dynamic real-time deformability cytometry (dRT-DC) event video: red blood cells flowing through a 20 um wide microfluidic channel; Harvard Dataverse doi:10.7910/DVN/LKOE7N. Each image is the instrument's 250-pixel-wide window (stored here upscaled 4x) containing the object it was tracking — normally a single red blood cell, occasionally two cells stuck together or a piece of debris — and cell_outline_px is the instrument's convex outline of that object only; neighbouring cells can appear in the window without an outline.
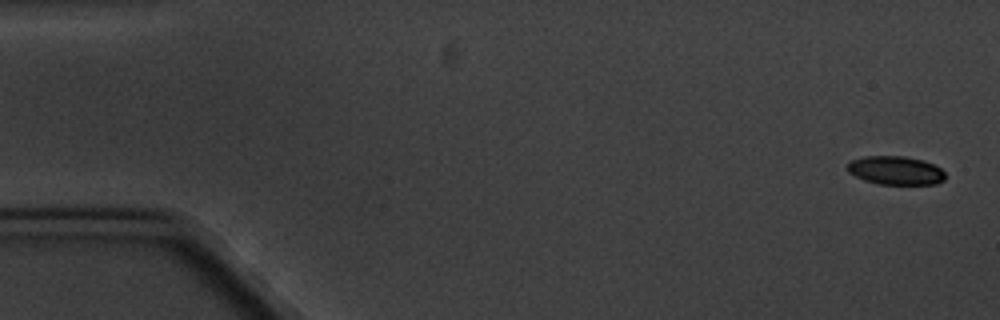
{"species": "common noctule bat (a hibernating species)", "species_latin": "Nyctalus noctula", "temperature_condition": "cold", "stored_images_in_passage": 11, "camera_frame_rate_fps": 3000, "um_per_image_px": 0.085, "animal": {"sex": "male", "body_mass_g": 20.1, "forearm_length_mm": 53.5}, "frame": {"image": 1, "passage_image": 1, "time_ms": 0.0, "image_size_px": [1000, 320], "cell_outline_px": [[944, 180], [936, 184], [876, 184], [864, 180], [848, 172], [848, 164], [852, 160], [864, 156], [904, 156], [924, 160], [940, 168], [944, 172]], "centroid_in_image_um": [76.13, 14.49], "position_along_channel_um": 8.9, "area_um2": 16.24}}
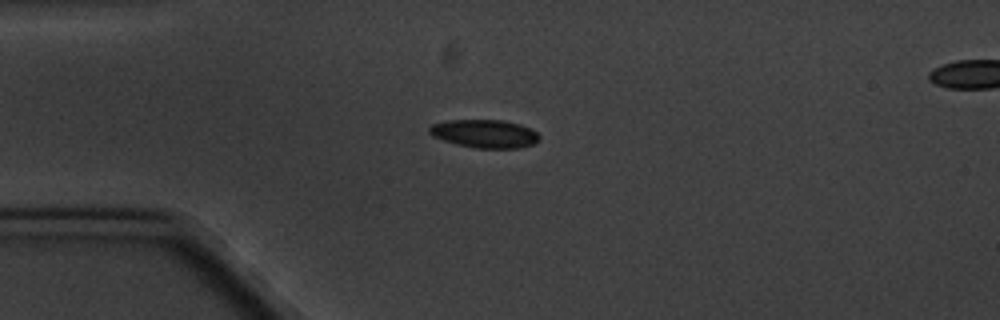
{"frame": {"image": 2, "passage_image": 4, "time_ms": 4.333, "image_size_px": [1000, 320], "cell_outline_px": [[540, 136], [536, 144], [520, 148], [476, 148], [456, 144], [432, 136], [428, 132], [428, 128], [432, 124], [448, 120], [504, 120], [520, 124], [536, 132]], "centroid_in_image_um": [41.2, 11.36], "position_along_channel_um": 43.8, "area_um2": 18.15}}
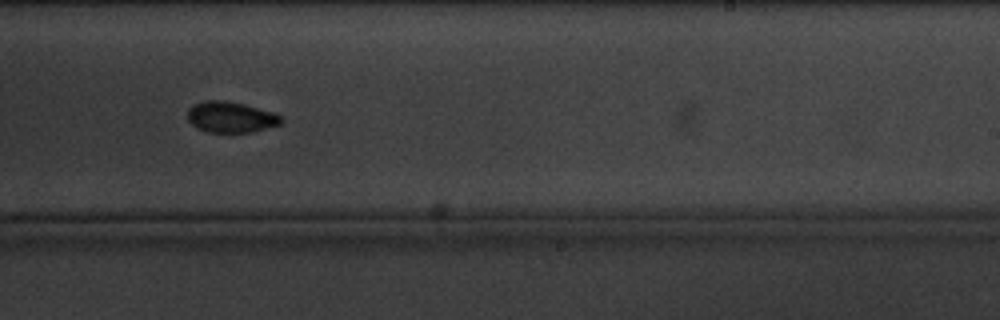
{"frame": {"image": 3, "passage_image": 10, "time_ms": 11.667, "image_size_px": [1000, 320], "cell_outline_px": [[284, 120], [280, 124], [252, 132], [208, 132], [196, 128], [188, 120], [188, 108], [192, 104], [204, 100], [224, 100], [244, 104], [276, 112]], "centroid_in_image_um": [19.61, 9.94], "position_along_channel_um": 269.4, "area_um2": 17.05}}